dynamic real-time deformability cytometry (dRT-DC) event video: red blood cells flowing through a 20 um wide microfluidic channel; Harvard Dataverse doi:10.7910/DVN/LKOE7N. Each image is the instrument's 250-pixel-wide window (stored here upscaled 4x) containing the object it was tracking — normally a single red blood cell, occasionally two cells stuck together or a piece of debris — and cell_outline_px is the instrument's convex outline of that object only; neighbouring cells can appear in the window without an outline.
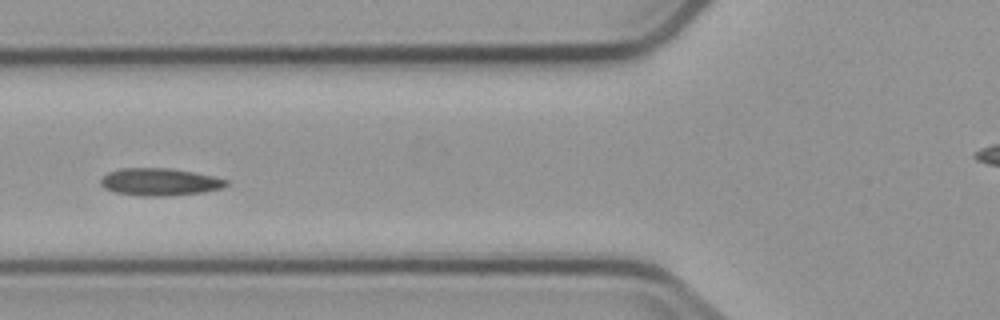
{"species": "common noctule bat (a hibernating species)", "species_latin": "Nyctalus noctula", "temperature_condition": "cold", "stored_images_in_passage": 4, "camera_frame_rate_fps": 3000, "um_per_image_px": 0.085, "animal": {"sex": "male", "body_mass_g": 23.1, "forearm_length_mm": 52.7}, "frame": {"image": 1, "passage_image": 4, "time_ms": 4.333, "image_size_px": [1000, 320], "cell_outline_px": [[228, 184], [220, 188], [204, 192], [168, 196], [140, 196], [116, 192], [104, 188], [100, 184], [100, 180], [108, 172], [120, 168], [172, 168], [196, 172], [228, 180]], "centroid_in_image_um": [13.57, 15.46], "position_along_channel_um": 112.2, "area_um2": 20.11}}